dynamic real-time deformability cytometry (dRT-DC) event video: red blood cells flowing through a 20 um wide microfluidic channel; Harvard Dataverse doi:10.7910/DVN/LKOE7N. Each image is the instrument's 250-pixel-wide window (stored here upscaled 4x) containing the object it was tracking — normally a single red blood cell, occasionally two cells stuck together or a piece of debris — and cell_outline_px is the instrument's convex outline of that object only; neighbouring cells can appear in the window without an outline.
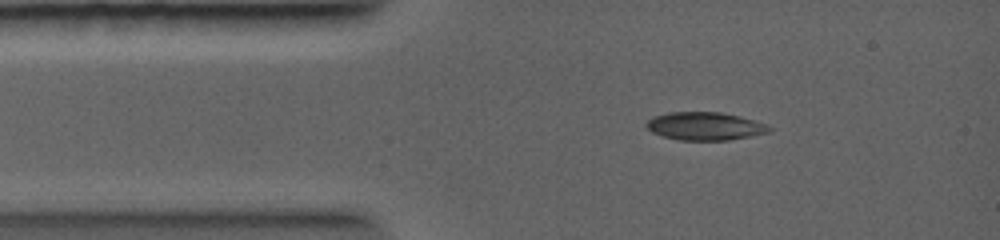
{"species": "common noctule bat (a hibernating species)", "species_latin": "Nyctalus noctula", "temperature_condition": "warm", "stored_images_in_passage": 3, "camera_frame_rate_fps": 5000, "um_per_image_px": 0.085, "animal": {"sex": "female", "body_mass_g": 19.0, "forearm_length_mm": 56.7}, "frame": {"image": 1, "passage_image": 1, "time_ms": 0.0, "image_size_px": [1000, 240], "cell_outline_px": [[772, 132], [728, 140], [680, 140], [664, 136], [652, 132], [644, 124], [652, 116], [668, 112], [720, 112], [740, 116], [768, 124], [772, 128]], "centroid_in_image_um": [59.94, 10.71], "position_along_channel_um": 25.1, "area_um2": 20.17}}
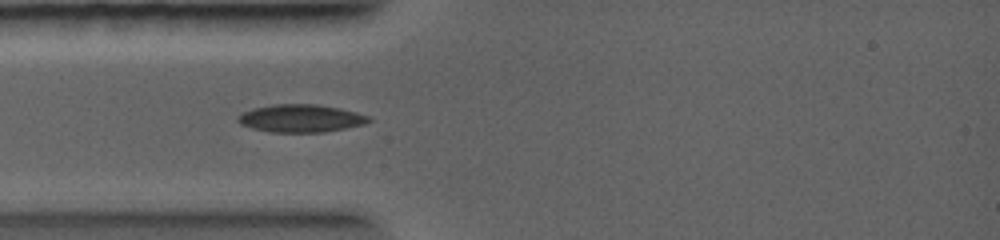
{"frame": {"image": 2, "passage_image": 2, "time_ms": 1.2, "image_size_px": [1000, 240], "cell_outline_px": [[372, 120], [364, 124], [324, 132], [268, 132], [252, 128], [240, 124], [236, 120], [236, 116], [252, 108], [272, 104], [316, 104], [340, 108], [372, 116]], "centroid_in_image_um": [25.55, 10.05], "position_along_channel_um": 59.4, "area_um2": 21.33}}